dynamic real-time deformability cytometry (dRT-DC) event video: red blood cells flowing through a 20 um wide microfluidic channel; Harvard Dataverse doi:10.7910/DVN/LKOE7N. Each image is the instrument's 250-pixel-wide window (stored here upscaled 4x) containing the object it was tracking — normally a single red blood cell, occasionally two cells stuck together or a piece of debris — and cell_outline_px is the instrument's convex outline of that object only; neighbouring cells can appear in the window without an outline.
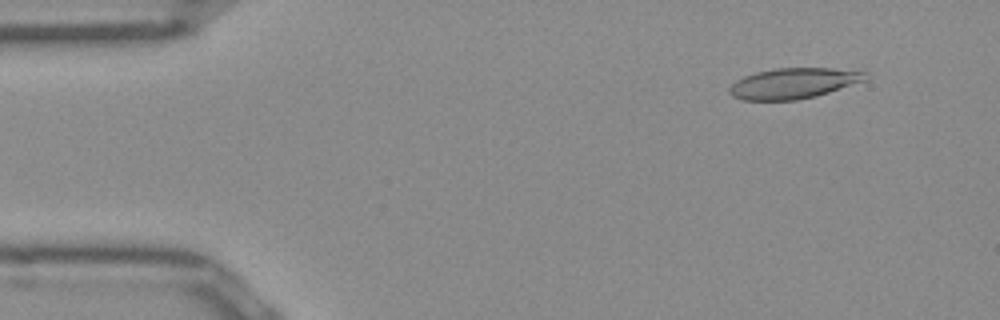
{"species": "Egyptian fruit bat (a non-hibernating species)", "species_latin": "Rousettus aegyptiacus", "temperature_condition": "room temperature", "stored_images_in_passage": 50, "camera_frame_rate_fps": 3000, "um_per_image_px": 0.085, "frame": {"image": 1, "passage_image": 5, "time_ms": 1.333, "image_size_px": [1000, 320], "cell_outline_px": [[868, 80], [816, 96], [796, 100], [744, 100], [732, 96], [728, 92], [728, 88], [736, 80], [744, 76], [756, 72], [776, 68], [832, 68], [864, 72]], "centroid_in_image_um": [67.42, 7.08], "position_along_channel_um": 17.6, "area_um2": 24.22}}
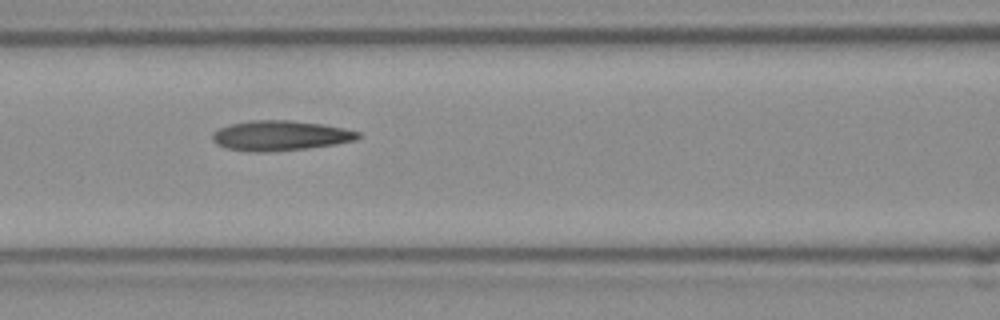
{"frame": {"image": 2, "passage_image": 21, "time_ms": 6.667, "image_size_px": [1000, 320], "cell_outline_px": [[360, 136], [356, 140], [336, 144], [308, 148], [260, 152], [256, 152], [228, 148], [216, 144], [212, 140], [212, 132], [220, 128], [232, 124], [252, 120], [288, 120], [320, 124], [344, 128], [360, 132]], "centroid_in_image_um": [23.83, 11.52], "position_along_channel_um": 142.8, "area_um2": 25.2}}
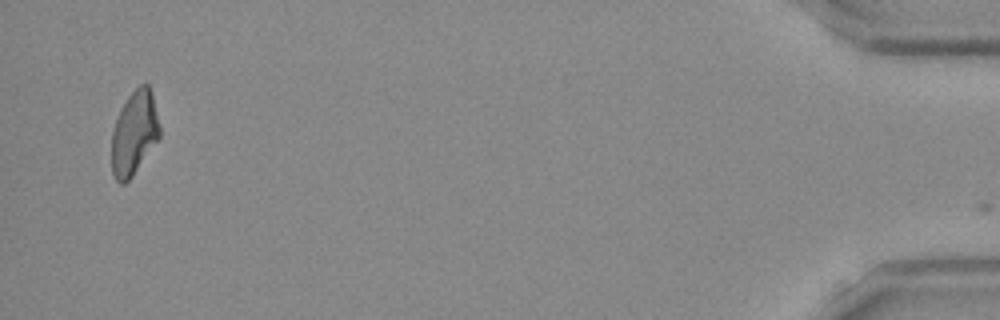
{"frame": {"image": 3, "passage_image": 49, "time_ms": 16.0, "image_size_px": [1000, 320], "cell_outline_px": [[160, 136], [132, 176], [124, 184], [120, 184], [116, 180], [112, 172], [112, 132], [116, 120], [128, 96], [140, 84], [148, 84], [152, 92], [160, 128]], "centroid_in_image_um": [11.41, 11.31], "position_along_channel_um": 423.8, "area_um2": 23.06}, "authors_computed_cell_mechanics": {"area_um2": 24.5072, "velocity_mm_per_s": 3.9722, "shape_relaxation_time_tau1_ms": null, "shape_relaxation_time_tau2_ms": 4.4069, "deformation_change_tau1": null, "deformation_change_tau2": 0.1416}}